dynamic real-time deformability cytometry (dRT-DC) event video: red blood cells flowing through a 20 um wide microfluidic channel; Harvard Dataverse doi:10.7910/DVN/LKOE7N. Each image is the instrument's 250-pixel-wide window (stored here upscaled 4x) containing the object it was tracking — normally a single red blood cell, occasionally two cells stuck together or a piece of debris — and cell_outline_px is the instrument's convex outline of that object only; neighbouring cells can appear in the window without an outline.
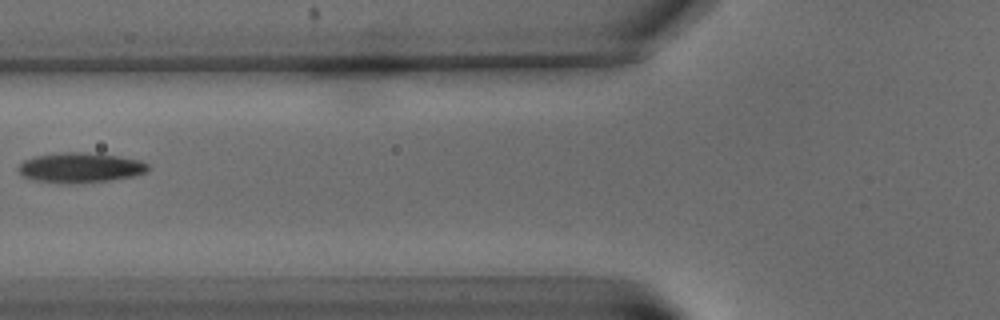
{"species": "common noctule bat (a hibernating species)", "species_latin": "Nyctalus noctula", "temperature_condition": "warm", "stored_images_in_passage": 11, "camera_frame_rate_fps": 3000, "um_per_image_px": 0.085, "animal": {"sex": "male", "body_mass_g": 15.6}, "frame": {"image": 1, "passage_image": 8, "time_ms": 9.333, "image_size_px": [1000, 320], "cell_outline_px": [[152, 168], [148, 172], [136, 176], [108, 180], [36, 180], [24, 176], [16, 168], [24, 160], [36, 156], [60, 152], [80, 152], [116, 156], [140, 160], [148, 164]], "centroid_in_image_um": [6.91, 14.19], "position_along_channel_um": 118.9, "area_um2": 21.56}}
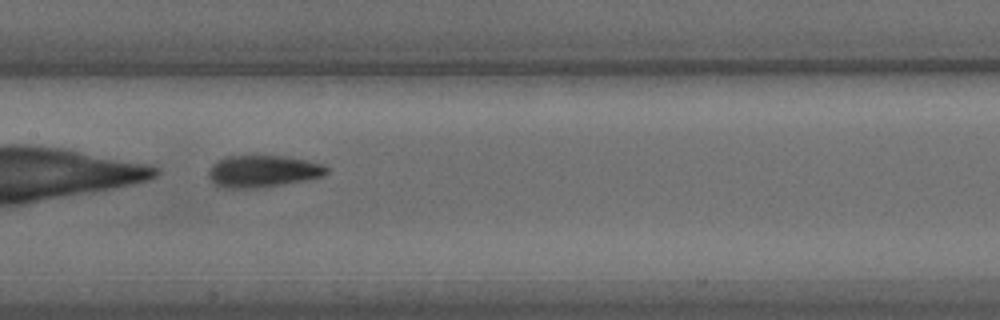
{"frame": {"image": 2, "passage_image": 10, "time_ms": 11.667, "image_size_px": [1000, 320], "cell_outline_px": [[328, 172], [324, 176], [308, 180], [264, 188], [224, 188], [212, 184], [208, 176], [208, 172], [212, 164], [228, 156], [280, 156], [304, 160], [324, 164], [328, 168]], "centroid_in_image_um": [22.35, 14.58], "position_along_channel_um": 185.1, "area_um2": 22.2}}